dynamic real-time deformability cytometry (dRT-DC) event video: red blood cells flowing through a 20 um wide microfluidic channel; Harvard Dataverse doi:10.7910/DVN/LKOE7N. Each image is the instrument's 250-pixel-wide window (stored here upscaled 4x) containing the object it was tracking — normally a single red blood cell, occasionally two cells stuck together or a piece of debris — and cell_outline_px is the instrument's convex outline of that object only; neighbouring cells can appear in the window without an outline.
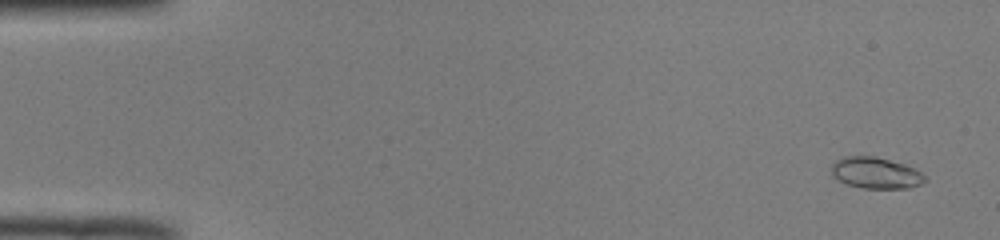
{"species": "common noctule bat (a hibernating species)", "species_latin": "Nyctalus noctula", "temperature_condition": "room temperature", "stored_images_in_passage": 52, "camera_frame_rate_fps": 3000, "um_per_image_px": 0.085, "animal": {"sex": "male", "body_mass_g": 19.0, "forearm_length_mm": 50.8}, "frame": {"image": 1, "passage_image": 3, "time_ms": 0.667, "image_size_px": [1000, 240], "cell_outline_px": [[924, 180], [920, 184], [908, 188], [860, 188], [836, 180], [832, 176], [832, 164], [836, 160], [844, 156], [876, 156], [904, 164], [920, 172], [924, 176]], "centroid_in_image_um": [74.38, 14.69], "position_along_channel_um": 10.6, "area_um2": 16.94}}
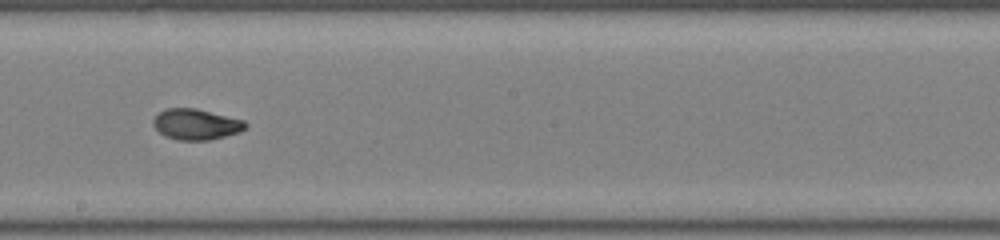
{"frame": {"image": 2, "passage_image": 30, "time_ms": 9.667, "image_size_px": [1000, 240], "cell_outline_px": [[248, 124], [240, 132], [208, 140], [180, 140], [164, 136], [152, 124], [152, 120], [160, 112], [168, 108], [196, 108], [244, 120]], "centroid_in_image_um": [16.66, 10.56], "position_along_channel_um": 231.5, "area_um2": 16.42}}
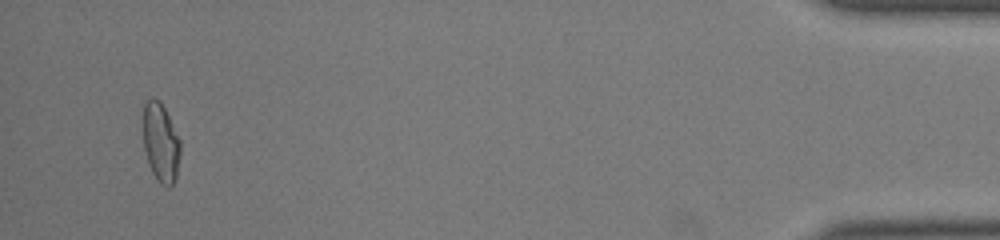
{"frame": {"image": 3, "passage_image": 50, "time_ms": 16.333, "image_size_px": [1000, 240], "cell_outline_px": [[180, 152], [176, 180], [168, 188], [160, 184], [156, 180], [148, 164], [144, 148], [144, 104], [148, 100], [160, 100], [180, 140]], "centroid_in_image_um": [13.67, 12.2], "position_along_channel_um": 421.5, "area_um2": 16.94}, "authors_computed_cell_mechanics": {"area_um2": 16.5019, "velocity_mm_per_s": 3.9863, "shape_relaxation_time_tau1_ms": 4.5143, "shape_relaxation_time_tau2_ms": 1.9494, "deformation_change_tau1": 0.1959, "deformation_change_tau2": 0.0644}}